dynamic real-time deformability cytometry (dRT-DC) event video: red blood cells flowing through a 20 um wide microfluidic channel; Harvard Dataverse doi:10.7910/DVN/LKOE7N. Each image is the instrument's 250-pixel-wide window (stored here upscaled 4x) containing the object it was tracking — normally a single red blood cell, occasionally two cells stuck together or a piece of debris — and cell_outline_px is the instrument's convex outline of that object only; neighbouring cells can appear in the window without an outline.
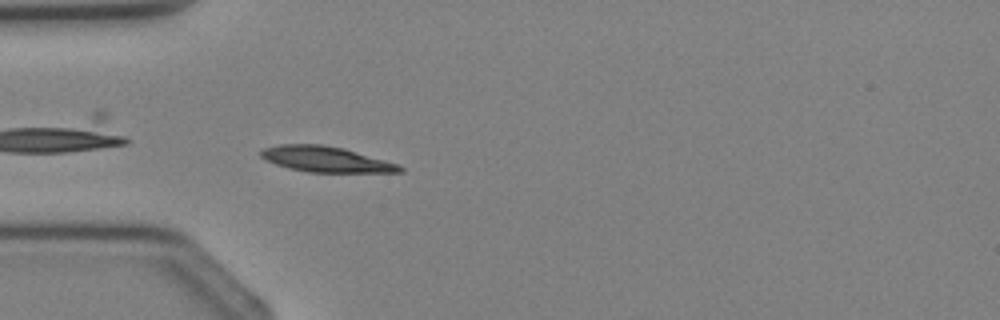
{"species": "Egyptian fruit bat (a non-hibernating species)", "species_latin": "Rousettus aegyptiacus", "temperature_condition": "cold", "stored_images_in_passage": 3, "camera_frame_rate_fps": 3000, "um_per_image_px": 0.085, "animal": {"sex": "female"}, "frame": {"image": 1, "passage_image": 3, "time_ms": 2.333, "image_size_px": [1000, 320], "cell_outline_px": [[404, 172], [308, 172], [288, 168], [276, 164], [260, 156], [260, 152], [264, 148], [280, 144], [320, 144], [344, 148], [384, 160], [396, 164], [404, 168]], "centroid_in_image_um": [27.68, 13.53], "position_along_channel_um": 57.3, "area_um2": 20.46}}